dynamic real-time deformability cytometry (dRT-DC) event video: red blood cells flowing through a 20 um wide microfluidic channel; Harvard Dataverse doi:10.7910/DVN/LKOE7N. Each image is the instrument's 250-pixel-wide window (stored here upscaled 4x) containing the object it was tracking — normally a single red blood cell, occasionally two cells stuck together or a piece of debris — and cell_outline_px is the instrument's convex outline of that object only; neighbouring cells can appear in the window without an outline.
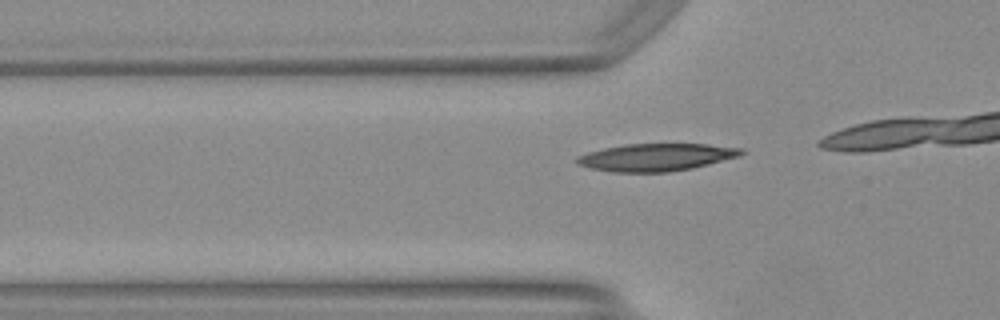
{"species": "Egyptian fruit bat (a non-hibernating species)", "species_latin": "Rousettus aegyptiacus", "temperature_condition": "warm", "stored_images_in_passage": 12, "camera_frame_rate_fps": 3000, "um_per_image_px": 0.085, "animal": {"sex": "female"}, "frame": {"image": 1, "passage_image": 6, "time_ms": 1.667, "image_size_px": [1000, 320], "cell_outline_px": [[744, 152], [740, 156], [692, 168], [668, 172], [616, 172], [592, 168], [576, 164], [576, 156], [588, 152], [604, 148], [624, 144], [708, 144], [744, 148]], "centroid_in_image_um": [55.78, 13.36], "position_along_channel_um": 70.0, "area_um2": 26.24}}